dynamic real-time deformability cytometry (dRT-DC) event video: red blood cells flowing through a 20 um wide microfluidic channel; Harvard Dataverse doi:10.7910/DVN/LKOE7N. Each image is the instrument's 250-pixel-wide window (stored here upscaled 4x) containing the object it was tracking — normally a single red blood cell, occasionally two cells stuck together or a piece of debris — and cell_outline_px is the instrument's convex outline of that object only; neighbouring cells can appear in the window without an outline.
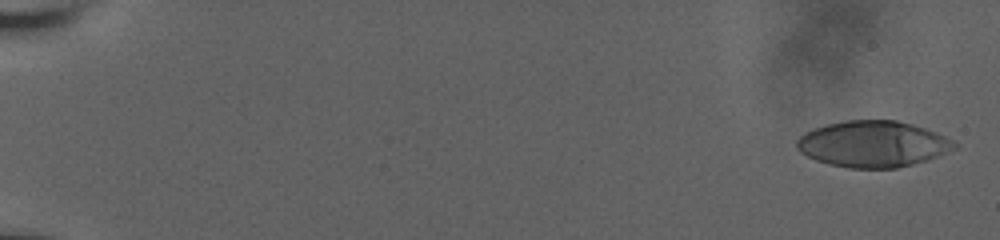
{"species": "human", "species_latin": "Homo sapiens", "temperature_condition": "room temperature", "stored_images_in_passage": 12, "camera_frame_rate_fps": 3000, "um_per_image_px": 0.085, "donor": {"sex": "male"}, "frame": {"image": 1, "passage_image": 1, "time_ms": 0.0, "image_size_px": [1000, 240], "cell_outline_px": [[956, 148], [936, 156], [912, 164], [896, 168], [848, 168], [828, 164], [816, 160], [800, 152], [796, 148], [796, 140], [804, 132], [812, 128], [828, 124], [848, 120], [896, 120], [912, 124], [936, 132], [952, 140], [956, 144]], "centroid_in_image_um": [74.15, 12.24], "position_along_channel_um": 10.9, "area_um2": 42.25}}
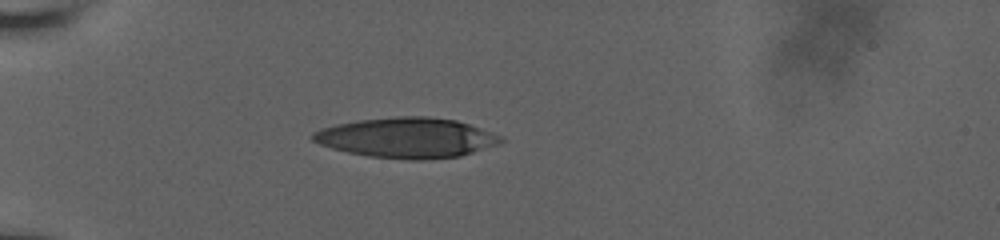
{"frame": {"image": 2, "passage_image": 9, "time_ms": 5.667, "image_size_px": [1000, 240], "cell_outline_px": [[504, 140], [500, 144], [460, 156], [420, 160], [412, 160], [368, 156], [348, 152], [332, 148], [320, 144], [312, 140], [312, 132], [320, 128], [336, 124], [356, 120], [396, 116], [428, 116], [456, 120], [504, 136]], "centroid_in_image_um": [34.59, 11.7], "position_along_channel_um": 50.4, "area_um2": 44.16}}
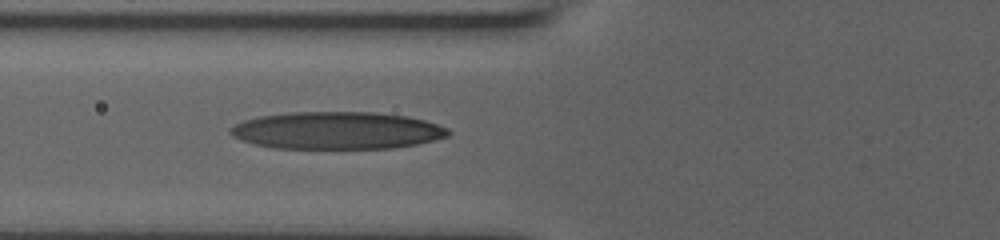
{"frame": {"image": 3, "passage_image": 12, "time_ms": 7.667, "image_size_px": [1000, 240], "cell_outline_px": [[452, 132], [448, 136], [416, 144], [396, 148], [276, 148], [256, 144], [240, 140], [232, 136], [228, 132], [236, 124], [244, 120], [260, 116], [292, 112], [376, 112], [408, 116], [424, 120], [448, 128]], "centroid_in_image_um": [28.66, 11.09], "position_along_channel_um": 97.1, "area_um2": 47.34}}